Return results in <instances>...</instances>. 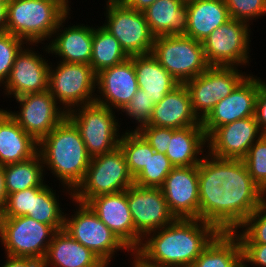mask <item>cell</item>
<instances>
[{"label":"cell","instance_id":"1","mask_svg":"<svg viewBox=\"0 0 266 267\" xmlns=\"http://www.w3.org/2000/svg\"><path fill=\"white\" fill-rule=\"evenodd\" d=\"M199 219L220 232H233L265 200L243 160L205 153L198 165Z\"/></svg>","mask_w":266,"mask_h":267},{"label":"cell","instance_id":"2","mask_svg":"<svg viewBox=\"0 0 266 267\" xmlns=\"http://www.w3.org/2000/svg\"><path fill=\"white\" fill-rule=\"evenodd\" d=\"M219 232L201 219L176 218L148 233L133 255L150 267H189Z\"/></svg>","mask_w":266,"mask_h":267},{"label":"cell","instance_id":"3","mask_svg":"<svg viewBox=\"0 0 266 267\" xmlns=\"http://www.w3.org/2000/svg\"><path fill=\"white\" fill-rule=\"evenodd\" d=\"M38 152L44 172L51 171L63 188L60 192L72 200L73 191L83 181L91 159L78 128L66 117L39 142Z\"/></svg>","mask_w":266,"mask_h":267},{"label":"cell","instance_id":"4","mask_svg":"<svg viewBox=\"0 0 266 267\" xmlns=\"http://www.w3.org/2000/svg\"><path fill=\"white\" fill-rule=\"evenodd\" d=\"M69 12L71 5L63 0H11L7 4L6 32L26 44L45 45Z\"/></svg>","mask_w":266,"mask_h":267},{"label":"cell","instance_id":"5","mask_svg":"<svg viewBox=\"0 0 266 267\" xmlns=\"http://www.w3.org/2000/svg\"><path fill=\"white\" fill-rule=\"evenodd\" d=\"M116 112L96 102L75 107L67 112V117L80 131L91 158L109 153L119 146L123 132H120L121 118L116 116Z\"/></svg>","mask_w":266,"mask_h":267},{"label":"cell","instance_id":"6","mask_svg":"<svg viewBox=\"0 0 266 267\" xmlns=\"http://www.w3.org/2000/svg\"><path fill=\"white\" fill-rule=\"evenodd\" d=\"M133 184L125 156L118 146L90 159L83 181L73 191V200L86 204L95 196L124 191Z\"/></svg>","mask_w":266,"mask_h":267},{"label":"cell","instance_id":"7","mask_svg":"<svg viewBox=\"0 0 266 267\" xmlns=\"http://www.w3.org/2000/svg\"><path fill=\"white\" fill-rule=\"evenodd\" d=\"M75 209L71 216L65 212L64 230L75 240L95 253L108 267L115 253H133L120 239L98 218L87 205L72 199ZM77 204V205H76ZM76 210V211H75Z\"/></svg>","mask_w":266,"mask_h":267},{"label":"cell","instance_id":"8","mask_svg":"<svg viewBox=\"0 0 266 267\" xmlns=\"http://www.w3.org/2000/svg\"><path fill=\"white\" fill-rule=\"evenodd\" d=\"M179 84L207 70L203 44L186 35L157 36L151 53Z\"/></svg>","mask_w":266,"mask_h":267},{"label":"cell","instance_id":"9","mask_svg":"<svg viewBox=\"0 0 266 267\" xmlns=\"http://www.w3.org/2000/svg\"><path fill=\"white\" fill-rule=\"evenodd\" d=\"M56 230L29 216L0 217V242L5 255L43 261Z\"/></svg>","mask_w":266,"mask_h":267},{"label":"cell","instance_id":"10","mask_svg":"<svg viewBox=\"0 0 266 267\" xmlns=\"http://www.w3.org/2000/svg\"><path fill=\"white\" fill-rule=\"evenodd\" d=\"M50 62L48 91L66 112L95 102L97 74L84 63Z\"/></svg>","mask_w":266,"mask_h":267},{"label":"cell","instance_id":"11","mask_svg":"<svg viewBox=\"0 0 266 267\" xmlns=\"http://www.w3.org/2000/svg\"><path fill=\"white\" fill-rule=\"evenodd\" d=\"M250 24L230 18L216 28L202 42L210 66H235L242 69L250 65ZM250 61V62H249Z\"/></svg>","mask_w":266,"mask_h":267},{"label":"cell","instance_id":"12","mask_svg":"<svg viewBox=\"0 0 266 267\" xmlns=\"http://www.w3.org/2000/svg\"><path fill=\"white\" fill-rule=\"evenodd\" d=\"M105 22L102 25L120 43L129 56L152 53L155 36L143 12L125 6L120 0H105Z\"/></svg>","mask_w":266,"mask_h":267},{"label":"cell","instance_id":"13","mask_svg":"<svg viewBox=\"0 0 266 267\" xmlns=\"http://www.w3.org/2000/svg\"><path fill=\"white\" fill-rule=\"evenodd\" d=\"M235 66H210L184 83L189 91L194 114L202 122L215 105L232 93L248 75Z\"/></svg>","mask_w":266,"mask_h":267},{"label":"cell","instance_id":"14","mask_svg":"<svg viewBox=\"0 0 266 267\" xmlns=\"http://www.w3.org/2000/svg\"><path fill=\"white\" fill-rule=\"evenodd\" d=\"M14 99L19 103V110L6 108V111L38 143L67 117V112L48 90Z\"/></svg>","mask_w":266,"mask_h":267},{"label":"cell","instance_id":"15","mask_svg":"<svg viewBox=\"0 0 266 267\" xmlns=\"http://www.w3.org/2000/svg\"><path fill=\"white\" fill-rule=\"evenodd\" d=\"M127 201L135 227V251L150 232L161 229L176 218L170 212L161 188L131 185Z\"/></svg>","mask_w":266,"mask_h":267},{"label":"cell","instance_id":"16","mask_svg":"<svg viewBox=\"0 0 266 267\" xmlns=\"http://www.w3.org/2000/svg\"><path fill=\"white\" fill-rule=\"evenodd\" d=\"M35 46L38 47L37 44H26L16 55L10 75L1 87L3 96L17 98L48 90L50 61L42 52L40 54L38 48L35 51Z\"/></svg>","mask_w":266,"mask_h":267},{"label":"cell","instance_id":"17","mask_svg":"<svg viewBox=\"0 0 266 267\" xmlns=\"http://www.w3.org/2000/svg\"><path fill=\"white\" fill-rule=\"evenodd\" d=\"M262 79L251 72L230 95L222 98L201 122L208 137L217 127L255 115V101Z\"/></svg>","mask_w":266,"mask_h":267},{"label":"cell","instance_id":"18","mask_svg":"<svg viewBox=\"0 0 266 267\" xmlns=\"http://www.w3.org/2000/svg\"><path fill=\"white\" fill-rule=\"evenodd\" d=\"M263 134L255 116L236 120L217 127L207 137V152L216 158L243 160Z\"/></svg>","mask_w":266,"mask_h":267},{"label":"cell","instance_id":"19","mask_svg":"<svg viewBox=\"0 0 266 267\" xmlns=\"http://www.w3.org/2000/svg\"><path fill=\"white\" fill-rule=\"evenodd\" d=\"M160 188L175 218L199 219L198 165L174 167Z\"/></svg>","mask_w":266,"mask_h":267},{"label":"cell","instance_id":"20","mask_svg":"<svg viewBox=\"0 0 266 267\" xmlns=\"http://www.w3.org/2000/svg\"><path fill=\"white\" fill-rule=\"evenodd\" d=\"M69 12L58 24L53 36L46 45L41 48L45 54L58 57V61L64 63H84L90 65L93 44V25L74 24L66 25L71 18ZM65 24V25H64ZM57 55V56H56ZM62 59V60H61Z\"/></svg>","mask_w":266,"mask_h":267},{"label":"cell","instance_id":"21","mask_svg":"<svg viewBox=\"0 0 266 267\" xmlns=\"http://www.w3.org/2000/svg\"><path fill=\"white\" fill-rule=\"evenodd\" d=\"M133 56L97 73L95 102L120 112L138 90Z\"/></svg>","mask_w":266,"mask_h":267},{"label":"cell","instance_id":"22","mask_svg":"<svg viewBox=\"0 0 266 267\" xmlns=\"http://www.w3.org/2000/svg\"><path fill=\"white\" fill-rule=\"evenodd\" d=\"M86 204L120 241L134 253L135 227L127 201L126 190L95 196Z\"/></svg>","mask_w":266,"mask_h":267},{"label":"cell","instance_id":"23","mask_svg":"<svg viewBox=\"0 0 266 267\" xmlns=\"http://www.w3.org/2000/svg\"><path fill=\"white\" fill-rule=\"evenodd\" d=\"M147 125L173 129L202 126L193 112L189 91L184 84H179L155 103Z\"/></svg>","mask_w":266,"mask_h":267},{"label":"cell","instance_id":"24","mask_svg":"<svg viewBox=\"0 0 266 267\" xmlns=\"http://www.w3.org/2000/svg\"><path fill=\"white\" fill-rule=\"evenodd\" d=\"M43 267H108L95 253L80 244L66 230L55 232Z\"/></svg>","mask_w":266,"mask_h":267},{"label":"cell","instance_id":"25","mask_svg":"<svg viewBox=\"0 0 266 267\" xmlns=\"http://www.w3.org/2000/svg\"><path fill=\"white\" fill-rule=\"evenodd\" d=\"M39 143L27 134L3 108H0V166L30 159Z\"/></svg>","mask_w":266,"mask_h":267},{"label":"cell","instance_id":"26","mask_svg":"<svg viewBox=\"0 0 266 267\" xmlns=\"http://www.w3.org/2000/svg\"><path fill=\"white\" fill-rule=\"evenodd\" d=\"M206 150L207 137L203 126L171 128V140L165 155L174 167L199 165Z\"/></svg>","mask_w":266,"mask_h":267},{"label":"cell","instance_id":"27","mask_svg":"<svg viewBox=\"0 0 266 267\" xmlns=\"http://www.w3.org/2000/svg\"><path fill=\"white\" fill-rule=\"evenodd\" d=\"M143 13L155 37L186 34L187 3L181 0H156Z\"/></svg>","mask_w":266,"mask_h":267},{"label":"cell","instance_id":"28","mask_svg":"<svg viewBox=\"0 0 266 267\" xmlns=\"http://www.w3.org/2000/svg\"><path fill=\"white\" fill-rule=\"evenodd\" d=\"M186 36L203 42L211 32L230 19L225 0H194L187 3Z\"/></svg>","mask_w":266,"mask_h":267},{"label":"cell","instance_id":"29","mask_svg":"<svg viewBox=\"0 0 266 267\" xmlns=\"http://www.w3.org/2000/svg\"><path fill=\"white\" fill-rule=\"evenodd\" d=\"M138 88L154 103L160 102L179 83L150 53L133 56Z\"/></svg>","mask_w":266,"mask_h":267},{"label":"cell","instance_id":"30","mask_svg":"<svg viewBox=\"0 0 266 267\" xmlns=\"http://www.w3.org/2000/svg\"><path fill=\"white\" fill-rule=\"evenodd\" d=\"M189 267H243L240 240L234 232H219Z\"/></svg>","mask_w":266,"mask_h":267},{"label":"cell","instance_id":"31","mask_svg":"<svg viewBox=\"0 0 266 267\" xmlns=\"http://www.w3.org/2000/svg\"><path fill=\"white\" fill-rule=\"evenodd\" d=\"M6 193L12 194L27 188L40 187L46 180L43 160L39 152L22 162L3 166Z\"/></svg>","mask_w":266,"mask_h":267},{"label":"cell","instance_id":"32","mask_svg":"<svg viewBox=\"0 0 266 267\" xmlns=\"http://www.w3.org/2000/svg\"><path fill=\"white\" fill-rule=\"evenodd\" d=\"M119 41L102 25L93 27V44L90 66L97 74L129 59Z\"/></svg>","mask_w":266,"mask_h":267},{"label":"cell","instance_id":"33","mask_svg":"<svg viewBox=\"0 0 266 267\" xmlns=\"http://www.w3.org/2000/svg\"><path fill=\"white\" fill-rule=\"evenodd\" d=\"M46 184L35 196L33 212L29 217L52 226L56 231L64 229L65 208H61V201L56 190ZM60 201V202H59Z\"/></svg>","mask_w":266,"mask_h":267},{"label":"cell","instance_id":"34","mask_svg":"<svg viewBox=\"0 0 266 267\" xmlns=\"http://www.w3.org/2000/svg\"><path fill=\"white\" fill-rule=\"evenodd\" d=\"M119 147L125 156L128 171L133 178L147 165L149 152H155L145 138L131 128L122 133Z\"/></svg>","mask_w":266,"mask_h":267},{"label":"cell","instance_id":"35","mask_svg":"<svg viewBox=\"0 0 266 267\" xmlns=\"http://www.w3.org/2000/svg\"><path fill=\"white\" fill-rule=\"evenodd\" d=\"M174 166L163 153L149 152L147 165L133 178L140 187L160 188Z\"/></svg>","mask_w":266,"mask_h":267},{"label":"cell","instance_id":"36","mask_svg":"<svg viewBox=\"0 0 266 267\" xmlns=\"http://www.w3.org/2000/svg\"><path fill=\"white\" fill-rule=\"evenodd\" d=\"M233 232L240 244H266V200Z\"/></svg>","mask_w":266,"mask_h":267},{"label":"cell","instance_id":"37","mask_svg":"<svg viewBox=\"0 0 266 267\" xmlns=\"http://www.w3.org/2000/svg\"><path fill=\"white\" fill-rule=\"evenodd\" d=\"M243 161L253 181L266 194V134L249 148Z\"/></svg>","mask_w":266,"mask_h":267},{"label":"cell","instance_id":"38","mask_svg":"<svg viewBox=\"0 0 266 267\" xmlns=\"http://www.w3.org/2000/svg\"><path fill=\"white\" fill-rule=\"evenodd\" d=\"M27 188L23 191L8 194L0 217L29 216L33 212L34 196L46 185Z\"/></svg>","mask_w":266,"mask_h":267},{"label":"cell","instance_id":"39","mask_svg":"<svg viewBox=\"0 0 266 267\" xmlns=\"http://www.w3.org/2000/svg\"><path fill=\"white\" fill-rule=\"evenodd\" d=\"M26 43L9 32L0 33V87L8 79L16 55Z\"/></svg>","mask_w":266,"mask_h":267},{"label":"cell","instance_id":"40","mask_svg":"<svg viewBox=\"0 0 266 267\" xmlns=\"http://www.w3.org/2000/svg\"><path fill=\"white\" fill-rule=\"evenodd\" d=\"M155 106L154 101L144 94V91L138 89L131 101L120 111L126 115L131 122L135 121L137 126L134 131H138L141 127L147 125L150 121V117Z\"/></svg>","mask_w":266,"mask_h":267},{"label":"cell","instance_id":"41","mask_svg":"<svg viewBox=\"0 0 266 267\" xmlns=\"http://www.w3.org/2000/svg\"><path fill=\"white\" fill-rule=\"evenodd\" d=\"M230 18L252 24L266 16V0H225Z\"/></svg>","mask_w":266,"mask_h":267},{"label":"cell","instance_id":"42","mask_svg":"<svg viewBox=\"0 0 266 267\" xmlns=\"http://www.w3.org/2000/svg\"><path fill=\"white\" fill-rule=\"evenodd\" d=\"M138 132L155 152L166 154L171 140V128L145 125Z\"/></svg>","mask_w":266,"mask_h":267},{"label":"cell","instance_id":"43","mask_svg":"<svg viewBox=\"0 0 266 267\" xmlns=\"http://www.w3.org/2000/svg\"><path fill=\"white\" fill-rule=\"evenodd\" d=\"M241 247L243 267H266V244H241Z\"/></svg>","mask_w":266,"mask_h":267},{"label":"cell","instance_id":"44","mask_svg":"<svg viewBox=\"0 0 266 267\" xmlns=\"http://www.w3.org/2000/svg\"><path fill=\"white\" fill-rule=\"evenodd\" d=\"M255 119L259 129L266 134V81L262 80L255 101Z\"/></svg>","mask_w":266,"mask_h":267},{"label":"cell","instance_id":"45","mask_svg":"<svg viewBox=\"0 0 266 267\" xmlns=\"http://www.w3.org/2000/svg\"><path fill=\"white\" fill-rule=\"evenodd\" d=\"M5 264L1 267H43L42 262L34 258L5 256Z\"/></svg>","mask_w":266,"mask_h":267},{"label":"cell","instance_id":"46","mask_svg":"<svg viewBox=\"0 0 266 267\" xmlns=\"http://www.w3.org/2000/svg\"><path fill=\"white\" fill-rule=\"evenodd\" d=\"M120 1L130 9L143 12L156 0H120Z\"/></svg>","mask_w":266,"mask_h":267},{"label":"cell","instance_id":"47","mask_svg":"<svg viewBox=\"0 0 266 267\" xmlns=\"http://www.w3.org/2000/svg\"><path fill=\"white\" fill-rule=\"evenodd\" d=\"M7 198V193L5 189V174L3 171V166H0V214L4 208Z\"/></svg>","mask_w":266,"mask_h":267},{"label":"cell","instance_id":"48","mask_svg":"<svg viewBox=\"0 0 266 267\" xmlns=\"http://www.w3.org/2000/svg\"><path fill=\"white\" fill-rule=\"evenodd\" d=\"M7 4L0 1V33L6 32Z\"/></svg>","mask_w":266,"mask_h":267},{"label":"cell","instance_id":"49","mask_svg":"<svg viewBox=\"0 0 266 267\" xmlns=\"http://www.w3.org/2000/svg\"><path fill=\"white\" fill-rule=\"evenodd\" d=\"M133 262L131 261L132 267H150L148 265L142 264L134 255L132 257Z\"/></svg>","mask_w":266,"mask_h":267},{"label":"cell","instance_id":"50","mask_svg":"<svg viewBox=\"0 0 266 267\" xmlns=\"http://www.w3.org/2000/svg\"><path fill=\"white\" fill-rule=\"evenodd\" d=\"M68 6L70 5L71 1L70 0H63Z\"/></svg>","mask_w":266,"mask_h":267},{"label":"cell","instance_id":"51","mask_svg":"<svg viewBox=\"0 0 266 267\" xmlns=\"http://www.w3.org/2000/svg\"><path fill=\"white\" fill-rule=\"evenodd\" d=\"M0 1L3 2V3L8 4L11 0H0Z\"/></svg>","mask_w":266,"mask_h":267},{"label":"cell","instance_id":"52","mask_svg":"<svg viewBox=\"0 0 266 267\" xmlns=\"http://www.w3.org/2000/svg\"><path fill=\"white\" fill-rule=\"evenodd\" d=\"M181 1H183L184 3H188V2L194 1V0H181Z\"/></svg>","mask_w":266,"mask_h":267}]
</instances>
